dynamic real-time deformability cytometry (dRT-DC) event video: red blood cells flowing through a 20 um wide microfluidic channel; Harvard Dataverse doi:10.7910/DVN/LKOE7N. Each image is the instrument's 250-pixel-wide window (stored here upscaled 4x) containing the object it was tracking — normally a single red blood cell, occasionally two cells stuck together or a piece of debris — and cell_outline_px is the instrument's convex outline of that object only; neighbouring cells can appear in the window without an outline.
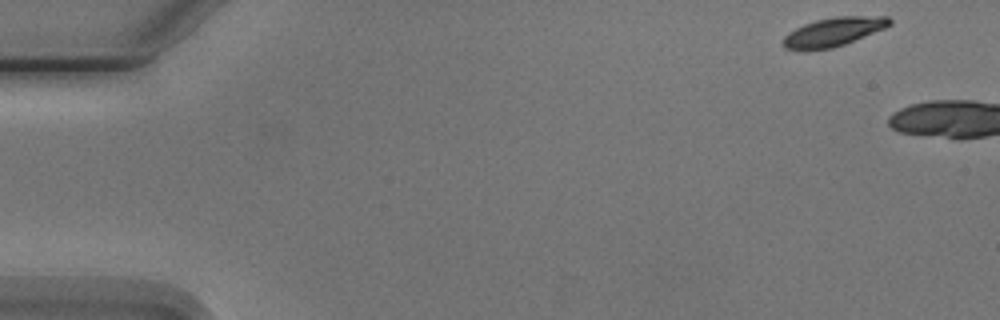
{"species": "Egyptian fruit bat (a non-hibernating species)", "species_latin": "Rousettus aegyptiacus", "temperature_condition": "cold", "stored_images_in_passage": 2, "camera_frame_rate_fps": 3000, "um_per_image_px": 0.085, "animal": {"sex": "male"}, "frame": {"image": 1, "passage_image": 1, "time_ms": 0.0, "image_size_px": [1000, 320], "cell_outline_px": [[892, 24], [884, 28], [844, 44], [832, 48], [784, 48], [784, 36], [788, 32], [804, 24], [816, 20], [836, 16], [888, 16], [892, 20]], "centroid_in_image_um": [70.9, 2.66], "position_along_channel_um": 14.1, "area_um2": 17.28}}